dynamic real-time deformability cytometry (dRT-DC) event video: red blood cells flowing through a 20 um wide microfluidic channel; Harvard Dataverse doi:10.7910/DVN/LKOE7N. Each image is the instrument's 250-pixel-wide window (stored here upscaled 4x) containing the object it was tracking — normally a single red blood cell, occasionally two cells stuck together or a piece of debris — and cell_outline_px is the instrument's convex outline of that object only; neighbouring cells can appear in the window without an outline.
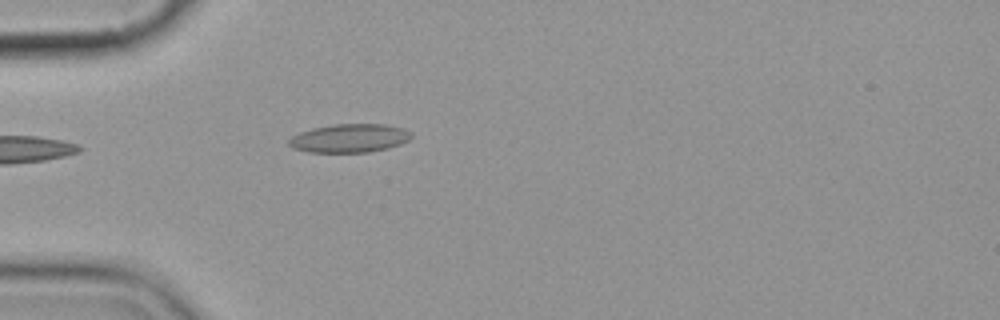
{"species": "common noctule bat (a hibernating species)", "species_latin": "Nyctalus noctula", "temperature_condition": "cold", "stored_images_in_passage": 1, "camera_frame_rate_fps": 3000, "um_per_image_px": 0.085, "animal": {"sex": "female", "body_mass_g": 19.9}, "frame": {"image": 1, "passage_image": 1, "time_ms": 0.0, "image_size_px": [1000, 320], "cell_outline_px": [[412, 136], [408, 140], [400, 144], [388, 148], [368, 152], [308, 152], [292, 148], [288, 144], [288, 140], [292, 136], [300, 132], [312, 128], [332, 124], [384, 124], [404, 128], [412, 132]], "centroid_in_image_um": [29.7, 11.74], "position_along_channel_um": 55.3, "area_um2": 20.46}}